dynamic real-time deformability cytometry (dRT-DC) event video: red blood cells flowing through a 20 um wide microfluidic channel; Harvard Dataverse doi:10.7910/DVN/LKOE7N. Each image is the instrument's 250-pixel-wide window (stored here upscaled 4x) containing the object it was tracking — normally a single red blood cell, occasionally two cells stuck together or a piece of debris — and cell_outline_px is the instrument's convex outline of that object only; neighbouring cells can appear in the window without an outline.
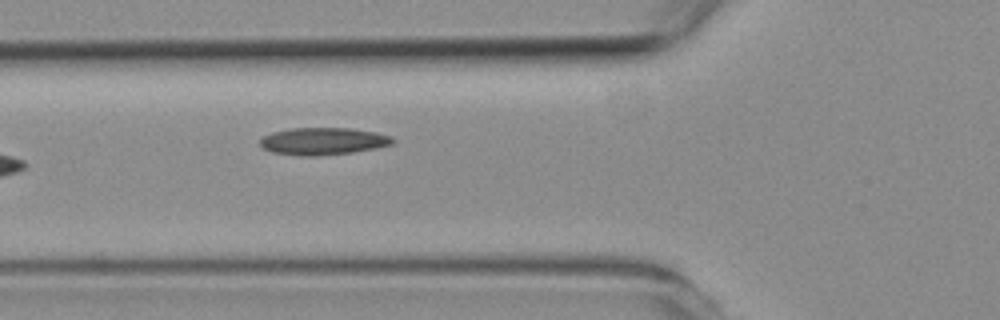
{"species": "common noctule bat (a hibernating species)", "species_latin": "Nyctalus noctula", "temperature_condition": "room temperature", "stored_images_in_passage": 6, "camera_frame_rate_fps": 3000, "um_per_image_px": 0.085, "animal": {"sex": "female", "body_mass_g": 19.3, "forearm_length_mm": 54.1}, "frame": {"image": 1, "passage_image": 6, "time_ms": 6.0, "image_size_px": [1000, 320], "cell_outline_px": [[396, 140], [392, 144], [352, 152], [316, 156], [300, 156], [272, 152], [264, 148], [260, 144], [260, 140], [264, 136], [272, 132], [292, 128], [352, 128], [376, 132], [392, 136]], "centroid_in_image_um": [27.47, 11.99], "position_along_channel_um": 98.3, "area_um2": 20.98}}